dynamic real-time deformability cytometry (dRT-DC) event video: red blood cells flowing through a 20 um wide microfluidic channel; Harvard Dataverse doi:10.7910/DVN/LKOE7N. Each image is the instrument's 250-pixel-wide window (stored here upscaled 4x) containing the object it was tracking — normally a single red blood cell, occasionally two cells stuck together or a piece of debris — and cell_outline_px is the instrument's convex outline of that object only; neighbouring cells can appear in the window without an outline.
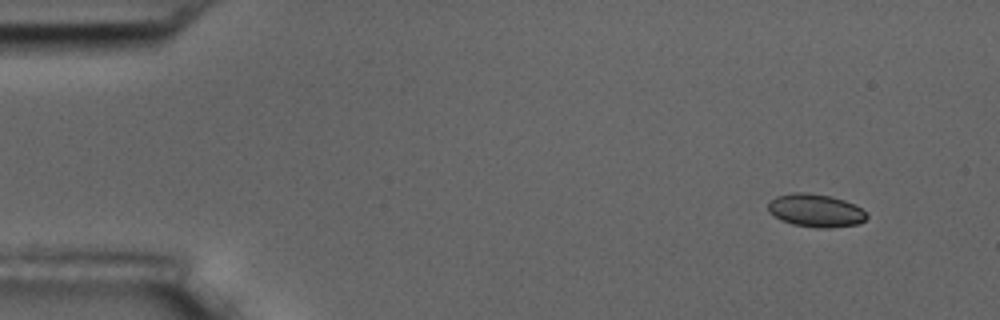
{"species": "common noctule bat (a hibernating species)", "species_latin": "Nyctalus noctula", "temperature_condition": "room temperature", "stored_images_in_passage": 10, "camera_frame_rate_fps": 3000, "um_per_image_px": 0.085, "animal": {"sex": "male", "body_mass_g": 17.5, "forearm_length_mm": 52.3}, "frame": {"image": 1, "passage_image": 1, "time_ms": 0.0, "image_size_px": [1000, 320], "cell_outline_px": [[868, 216], [864, 220], [856, 224], [828, 228], [816, 228], [792, 224], [780, 220], [768, 212], [768, 204], [776, 196], [792, 192], [804, 192], [832, 196], [844, 200], [860, 208]], "centroid_in_image_um": [69.28, 17.89], "position_along_channel_um": 15.7, "area_um2": 18.9}}
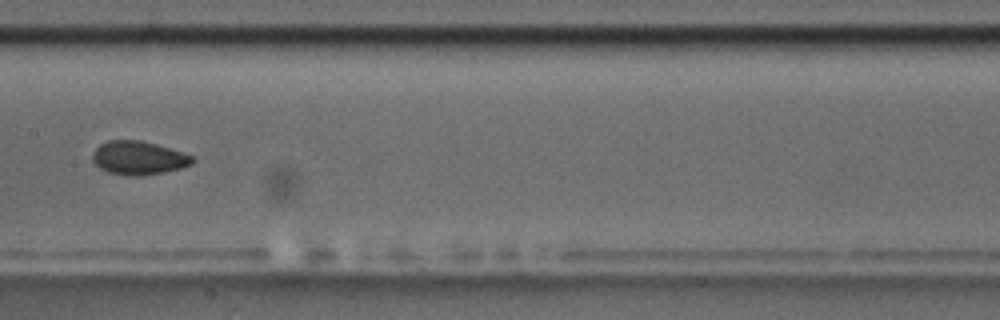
{"frame": {"image": 2, "passage_image": 8, "time_ms": 8.0, "image_size_px": [1000, 320], "cell_outline_px": [[196, 160], [192, 164], [180, 168], [140, 176], [128, 176], [108, 172], [100, 168], [92, 160], [92, 152], [100, 144], [108, 140], [140, 140], [156, 144], [192, 156]], "centroid_in_image_um": [11.74, 13.42], "position_along_channel_um": 195.7, "area_um2": 19.36}}
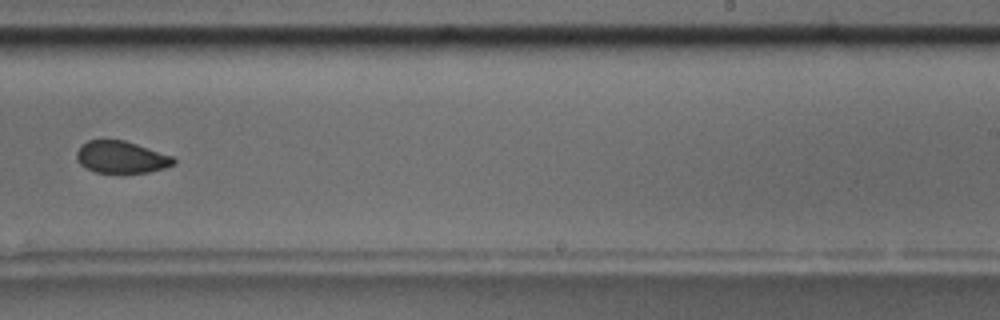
{"frame": {"image": 3, "passage_image": 10, "time_ms": 10.333, "image_size_px": [1000, 320], "cell_outline_px": [[176, 164], [164, 168], [148, 172], [96, 172], [80, 164], [76, 160], [76, 152], [80, 144], [88, 140], [124, 140], [172, 156], [176, 160]], "centroid_in_image_um": [10.28, 13.35], "position_along_channel_um": 278.7, "area_um2": 17.98}}